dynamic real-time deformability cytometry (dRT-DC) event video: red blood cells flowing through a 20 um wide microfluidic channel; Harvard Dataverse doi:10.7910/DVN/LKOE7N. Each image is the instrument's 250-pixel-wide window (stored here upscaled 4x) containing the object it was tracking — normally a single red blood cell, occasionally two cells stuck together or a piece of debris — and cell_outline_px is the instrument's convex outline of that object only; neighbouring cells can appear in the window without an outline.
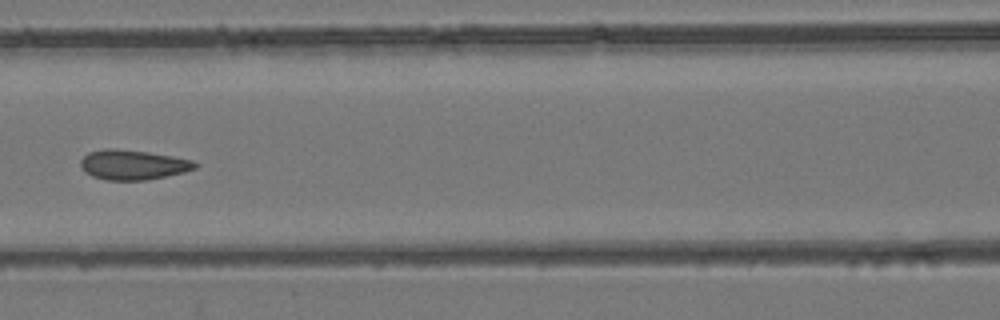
{"species": "common noctule bat (a hibernating species)", "species_latin": "Nyctalus noctula", "temperature_condition": "room temperature", "stored_images_in_passage": 7, "camera_frame_rate_fps": 3000, "um_per_image_px": 0.085, "animal": {"sex": "female", "body_mass_g": 24.6, "forearm_length_mm": 56.2}, "frame": {"image": 1, "passage_image": 6, "time_ms": 6.667, "image_size_px": [1000, 320], "cell_outline_px": [[200, 164], [196, 168], [184, 172], [144, 180], [108, 180], [92, 176], [84, 172], [80, 164], [80, 160], [88, 152], [108, 148], [112, 148], [148, 152], [172, 156], [192, 160]], "centroid_in_image_um": [11.29, 14.0], "position_along_channel_um": 155.3, "area_um2": 19.83}}
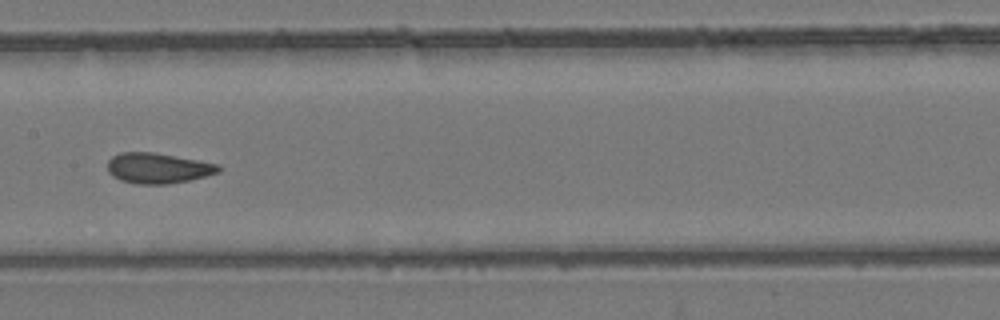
{"frame": {"image": 2, "passage_image": 7, "time_ms": 7.667, "image_size_px": [1000, 320], "cell_outline_px": [[220, 172], [188, 180], [168, 184], [136, 184], [120, 180], [112, 176], [108, 172], [108, 160], [112, 156], [120, 152], [152, 152], [220, 164]], "centroid_in_image_um": [13.4, 14.29], "position_along_channel_um": 194.0, "area_um2": 19.65}}